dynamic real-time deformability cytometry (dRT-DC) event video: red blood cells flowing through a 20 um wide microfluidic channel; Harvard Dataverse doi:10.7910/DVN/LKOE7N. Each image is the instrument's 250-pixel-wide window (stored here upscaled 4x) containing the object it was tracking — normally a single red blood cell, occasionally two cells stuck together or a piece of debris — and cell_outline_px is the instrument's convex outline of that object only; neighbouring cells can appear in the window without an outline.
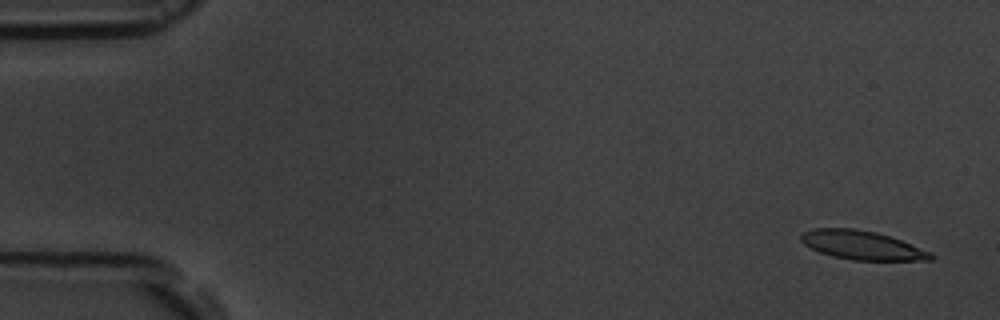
{"species": "common noctule bat (a hibernating species)", "species_latin": "Nyctalus noctula", "temperature_condition": "room temperature", "stored_images_in_passage": 5, "camera_frame_rate_fps": 3000, "um_per_image_px": 0.085, "animal": {"sex": "male", "body_mass_g": 19.5, "forearm_length_mm": 54.6}, "frame": {"image": 1, "passage_image": 1, "time_ms": 0.0, "image_size_px": [1000, 320], "cell_outline_px": [[936, 256], [932, 260], [852, 260], [832, 256], [820, 252], [804, 244], [800, 240], [800, 236], [804, 232], [812, 228], [852, 228], [876, 232], [900, 240], [932, 252]], "centroid_in_image_um": [73.28, 20.84], "position_along_channel_um": 11.7, "area_um2": 21.73}}
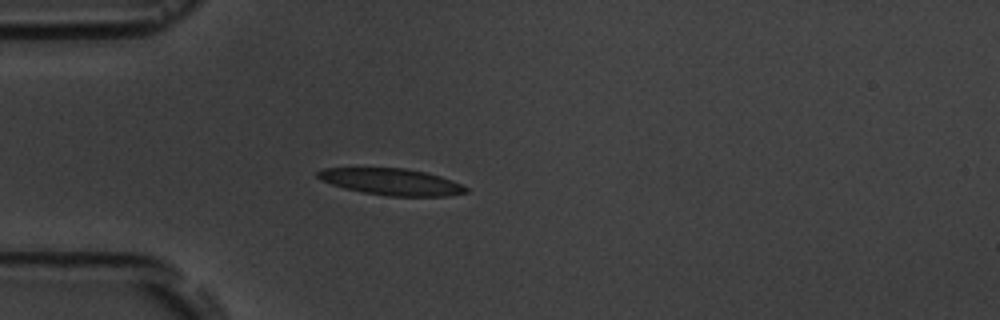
{"frame": {"image": 2, "passage_image": 5, "time_ms": 4.333, "image_size_px": [1000, 320], "cell_outline_px": [[468, 192], [448, 196], [388, 196], [364, 192], [344, 188], [332, 184], [316, 176], [316, 172], [324, 168], [404, 168], [424, 172], [440, 176], [452, 180], [468, 188]], "centroid_in_image_um": [33.3, 15.45], "position_along_channel_um": 51.7, "area_um2": 22.72}}